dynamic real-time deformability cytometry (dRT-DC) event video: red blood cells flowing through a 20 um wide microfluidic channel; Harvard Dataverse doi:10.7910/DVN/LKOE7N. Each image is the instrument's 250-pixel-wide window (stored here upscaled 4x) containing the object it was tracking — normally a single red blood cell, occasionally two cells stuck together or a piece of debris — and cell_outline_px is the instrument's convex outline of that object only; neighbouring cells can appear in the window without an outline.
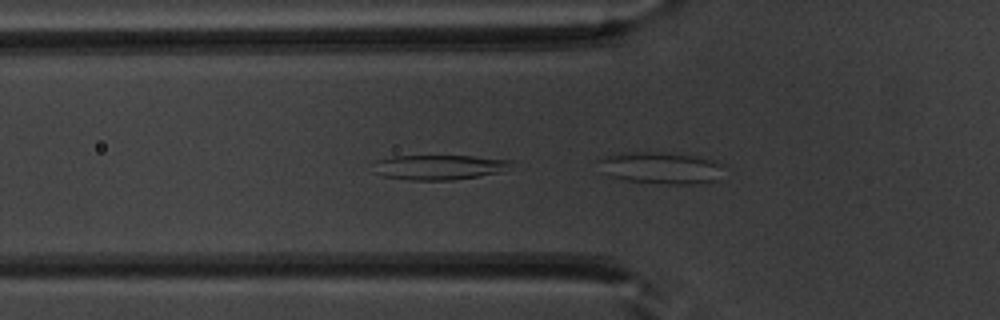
{"species": "common noctule bat (a hibernating species)", "species_latin": "Nyctalus noctula", "temperature_condition": "warm", "stored_images_in_passage": 10, "camera_frame_rate_fps": 3000, "um_per_image_px": 0.085, "animal": {"sex": "male", "body_mass_g": 20.1, "forearm_length_mm": 53.5}, "frame": {"image": 1, "passage_image": 7, "time_ms": 2.0, "image_size_px": [1000, 320], "cell_outline_px": [[516, 160], [500, 172], [480, 176], [452, 180], [412, 180], [384, 176], [372, 172], [376, 160], [392, 156], [472, 156]], "centroid_in_image_um": [37.3, 14.21], "position_along_channel_um": 88.5, "area_um2": 20.0}}